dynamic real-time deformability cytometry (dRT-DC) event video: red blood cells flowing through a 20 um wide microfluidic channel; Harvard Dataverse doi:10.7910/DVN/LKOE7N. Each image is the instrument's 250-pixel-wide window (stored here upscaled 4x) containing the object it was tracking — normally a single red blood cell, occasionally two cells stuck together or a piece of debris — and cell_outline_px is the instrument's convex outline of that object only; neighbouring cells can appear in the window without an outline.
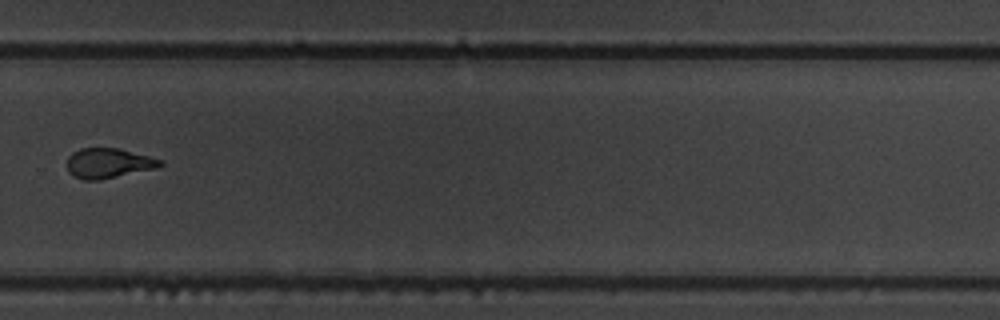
{"species": "common noctule bat (a hibernating species)", "species_latin": "Nyctalus noctula", "temperature_condition": "warm", "stored_images_in_passage": 16, "camera_frame_rate_fps": 3000, "um_per_image_px": 0.085, "animal": {"sex": "male", "body_mass_g": 19.5, "forearm_length_mm": 54.6}, "frame": {"image": 1, "passage_image": 12, "time_ms": 13.667, "image_size_px": [1000, 320], "cell_outline_px": [[164, 164], [156, 168], [100, 180], [84, 180], [72, 176], [68, 172], [68, 156], [72, 152], [80, 148], [120, 148], [148, 156], [160, 160]], "centroid_in_image_um": [9.18, 13.87], "position_along_channel_um": 320.6, "area_um2": 16.24}, "authors_computed_cell_mechanics": {"area_um2": 21.097, "velocity_mm_per_s": 3.637, "shape_relaxation_time_tau1_ms": 7.901, "shape_relaxation_time_tau2_ms": 2.0538, "deformation_change_tau1": 0.2711, "deformation_change_tau2": 0.0992}}